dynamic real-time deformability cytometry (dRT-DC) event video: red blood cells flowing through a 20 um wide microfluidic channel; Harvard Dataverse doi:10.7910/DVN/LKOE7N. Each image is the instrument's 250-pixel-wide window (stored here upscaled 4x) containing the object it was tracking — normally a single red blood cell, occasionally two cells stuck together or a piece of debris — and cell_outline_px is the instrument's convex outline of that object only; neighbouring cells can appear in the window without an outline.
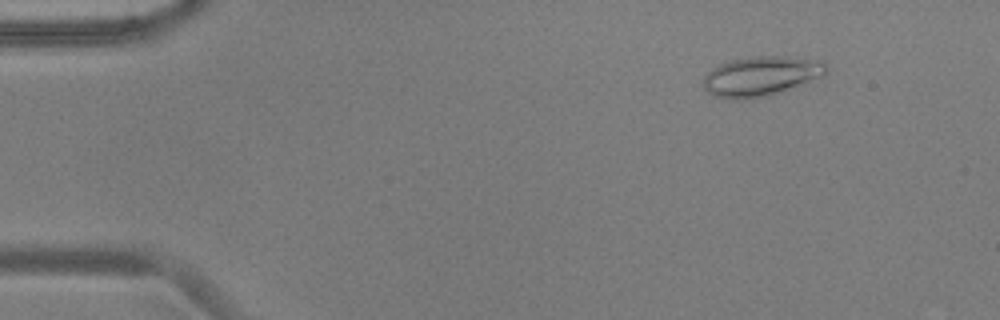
{"species": "common noctule bat (a hibernating species)", "species_latin": "Nyctalus noctula", "temperature_condition": "warm", "stored_images_in_passage": 54, "camera_frame_rate_fps": 3000, "um_per_image_px": 0.085, "animal": {"sex": "male", "body_mass_g": 17.9, "forearm_length_mm": 54.2}, "frame": {"image": 1, "passage_image": 7, "time_ms": 2.0, "image_size_px": [1000, 320], "cell_outline_px": [[828, 68], [820, 76], [772, 96], [736, 100], [732, 100], [716, 96], [708, 92], [704, 88], [704, 76], [712, 68], [720, 64], [732, 60], [756, 56], [776, 56], [816, 60], [824, 64]], "centroid_in_image_um": [64.62, 6.5], "position_along_channel_um": 20.4, "area_um2": 27.98}}
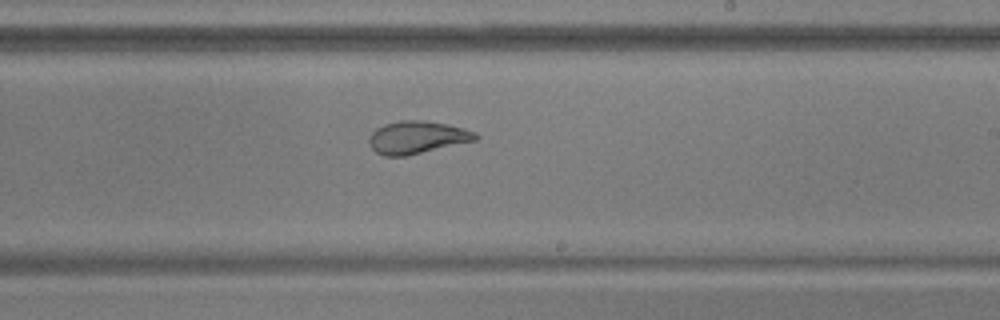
{"frame": {"image": 2, "passage_image": 33, "time_ms": 10.667, "image_size_px": [1000, 320], "cell_outline_px": [[480, 136], [476, 140], [404, 156], [384, 156], [376, 152], [368, 144], [368, 136], [376, 128], [384, 124], [400, 120], [424, 120], [448, 124], [464, 128], [476, 132]], "centroid_in_image_um": [35.43, 11.66], "position_along_channel_um": 253.6, "area_um2": 20.29}}
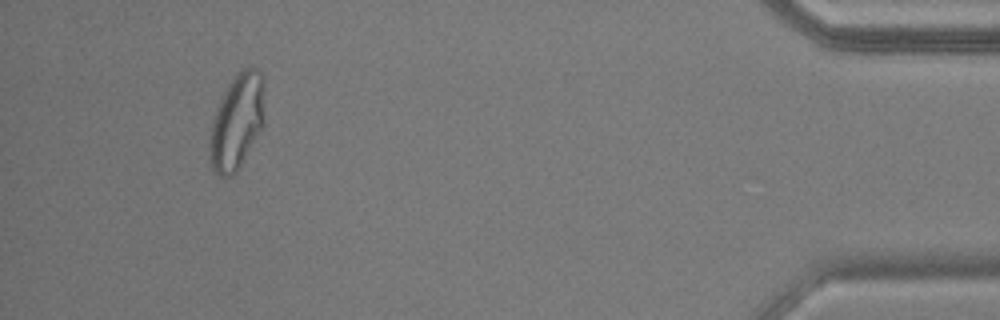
{"frame": {"image": 3, "passage_image": 51, "time_ms": 16.667, "image_size_px": [1000, 320], "cell_outline_px": [[264, 124], [236, 172], [232, 176], [220, 176], [212, 168], [212, 124], [216, 108], [228, 84], [236, 72], [240, 68], [248, 64], [260, 72], [264, 88]], "centroid_in_image_um": [20.19, 10.24], "position_along_channel_um": 415.0, "area_um2": 29.94}, "authors_computed_cell_mechanics": {"area_um2": 24.3916, "velocity_mm_per_s": 3.7347, "shape_relaxation_time_tau1_ms": null, "shape_relaxation_time_tau2_ms": 1.3559, "deformation_change_tau1": null, "deformation_change_tau2": 0.0632}}